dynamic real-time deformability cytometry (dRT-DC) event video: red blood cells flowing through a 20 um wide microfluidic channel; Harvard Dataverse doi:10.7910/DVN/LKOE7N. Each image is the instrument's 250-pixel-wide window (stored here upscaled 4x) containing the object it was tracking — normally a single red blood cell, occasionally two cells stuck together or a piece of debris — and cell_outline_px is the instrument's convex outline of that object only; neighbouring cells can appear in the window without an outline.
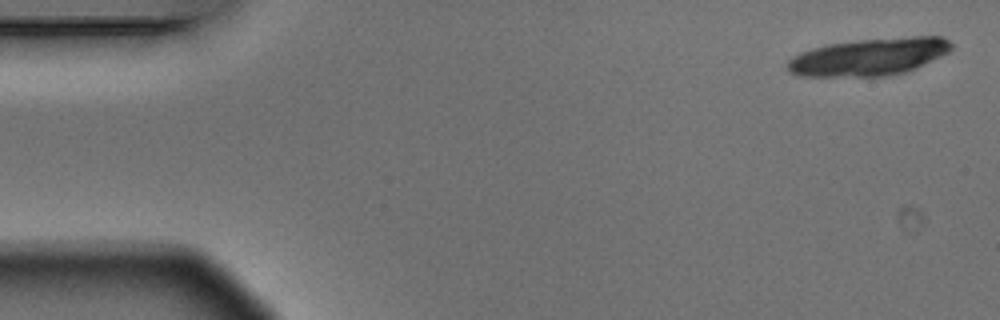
{"species": "Egyptian fruit bat (a non-hibernating species)", "species_latin": "Rousettus aegyptiacus", "temperature_condition": "warm", "stored_images_in_passage": 5, "camera_frame_rate_fps": 3000, "um_per_image_px": 0.085, "animal": {"sex": "male"}, "frame": {"image": 1, "passage_image": 1, "time_ms": 0.0, "image_size_px": [1000, 320], "cell_outline_px": [[952, 48], [948, 52], [916, 68], [904, 72], [888, 76], [796, 76], [788, 72], [788, 60], [792, 56], [800, 52], [812, 48], [828, 44], [860, 40], [912, 36], [944, 36], [952, 44]], "centroid_in_image_um": [73.86, 4.83], "position_along_channel_um": 11.1, "area_um2": 35.66}}